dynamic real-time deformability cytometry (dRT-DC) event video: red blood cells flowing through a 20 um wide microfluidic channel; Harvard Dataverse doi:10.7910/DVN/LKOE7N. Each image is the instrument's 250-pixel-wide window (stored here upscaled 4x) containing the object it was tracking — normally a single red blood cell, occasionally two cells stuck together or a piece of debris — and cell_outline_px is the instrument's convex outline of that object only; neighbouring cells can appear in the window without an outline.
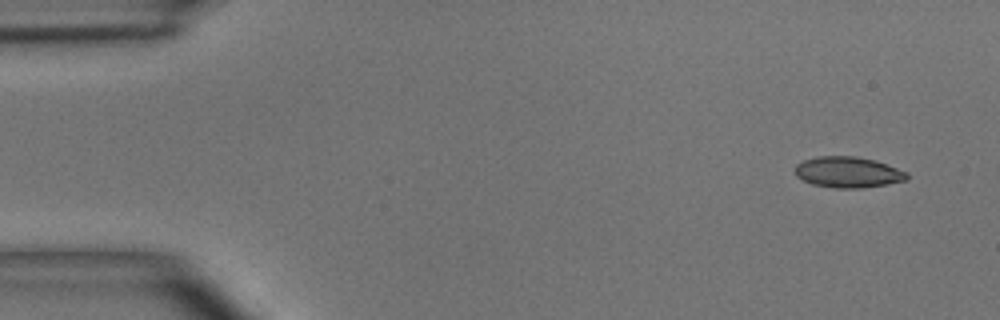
{"species": "common noctule bat (a hibernating species)", "species_latin": "Nyctalus noctula", "temperature_condition": "room temperature", "stored_images_in_passage": 5, "segment_of_instrument_passage": [1, 2], "camera_frame_rate_fps": 3000, "um_per_image_px": 0.085, "animal": {"sex": "male", "body_mass_g": 15.6}, "frame": {"image": 1, "passage_image": 1, "time_ms": 0.0, "image_size_px": [1000, 320], "cell_outline_px": [[908, 180], [860, 188], [836, 188], [812, 184], [796, 176], [796, 164], [804, 160], [820, 156], [856, 156], [872, 160], [908, 172]], "centroid_in_image_um": [72.07, 14.64], "position_along_channel_um": 12.9, "area_um2": 19.83}}